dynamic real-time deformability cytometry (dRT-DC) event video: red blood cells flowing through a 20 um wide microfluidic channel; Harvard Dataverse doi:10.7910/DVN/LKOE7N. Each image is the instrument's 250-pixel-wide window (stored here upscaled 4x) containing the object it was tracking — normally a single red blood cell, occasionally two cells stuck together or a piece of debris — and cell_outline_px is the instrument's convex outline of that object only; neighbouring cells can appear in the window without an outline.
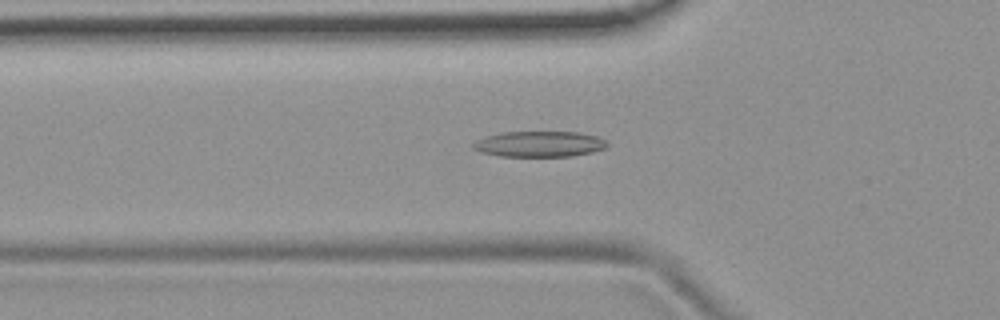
{"species": "common noctule bat (a hibernating species)", "species_latin": "Nyctalus noctula", "temperature_condition": "room temperature", "stored_images_in_passage": 52, "camera_frame_rate_fps": 3000, "um_per_image_px": 0.085, "animal": {"sex": "female", "body_mass_g": 19.9}, "frame": {"image": 1, "passage_image": 17, "time_ms": 5.333, "image_size_px": [1000, 320], "cell_outline_px": [[608, 144], [604, 148], [592, 152], [572, 156], [500, 156], [480, 152], [472, 148], [472, 144], [476, 140], [484, 136], [504, 132], [580, 132], [596, 136], [604, 140]], "centroid_in_image_um": [45.8, 12.24], "position_along_channel_um": 80.0, "area_um2": 20.06}}
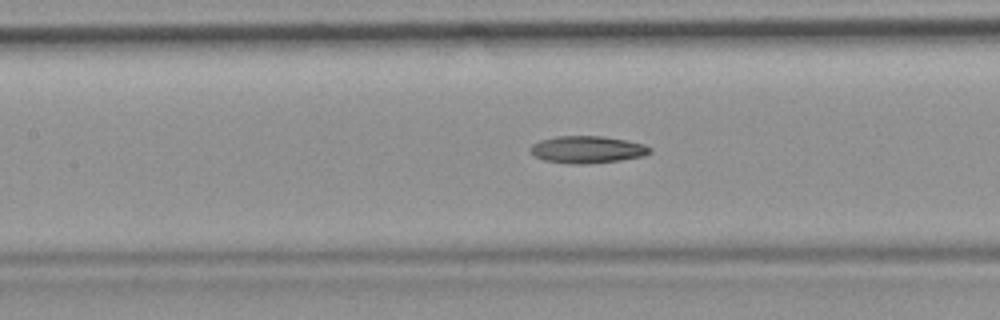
{"frame": {"image": 2, "passage_image": 23, "time_ms": 7.333, "image_size_px": [1000, 320], "cell_outline_px": [[652, 152], [644, 156], [620, 160], [584, 164], [572, 164], [544, 160], [536, 156], [528, 148], [532, 144], [540, 140], [556, 136], [604, 136], [644, 144], [652, 148]], "centroid_in_image_um": [49.93, 12.71], "position_along_channel_um": 157.5, "area_um2": 18.9}}
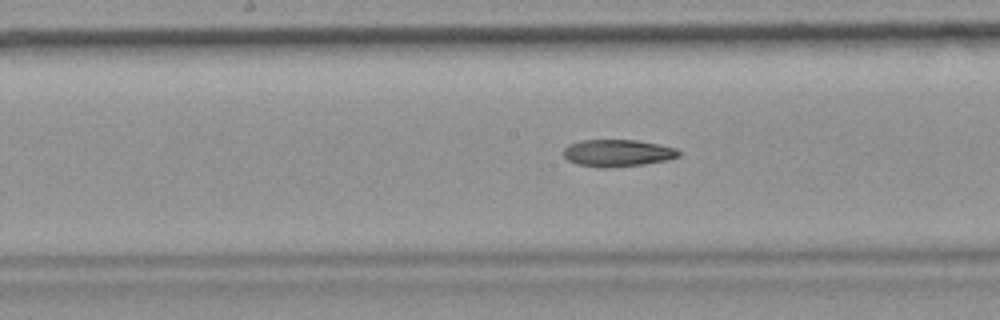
{"frame": {"image": 3, "passage_image": 26, "time_ms": 8.333, "image_size_px": [1000, 320], "cell_outline_px": [[680, 156], [668, 160], [644, 164], [604, 168], [600, 168], [576, 164], [568, 160], [564, 156], [564, 148], [568, 144], [580, 140], [636, 140], [676, 148], [680, 152]], "centroid_in_image_um": [52.47, 13.01], "position_along_channel_um": 195.7, "area_um2": 18.21}}